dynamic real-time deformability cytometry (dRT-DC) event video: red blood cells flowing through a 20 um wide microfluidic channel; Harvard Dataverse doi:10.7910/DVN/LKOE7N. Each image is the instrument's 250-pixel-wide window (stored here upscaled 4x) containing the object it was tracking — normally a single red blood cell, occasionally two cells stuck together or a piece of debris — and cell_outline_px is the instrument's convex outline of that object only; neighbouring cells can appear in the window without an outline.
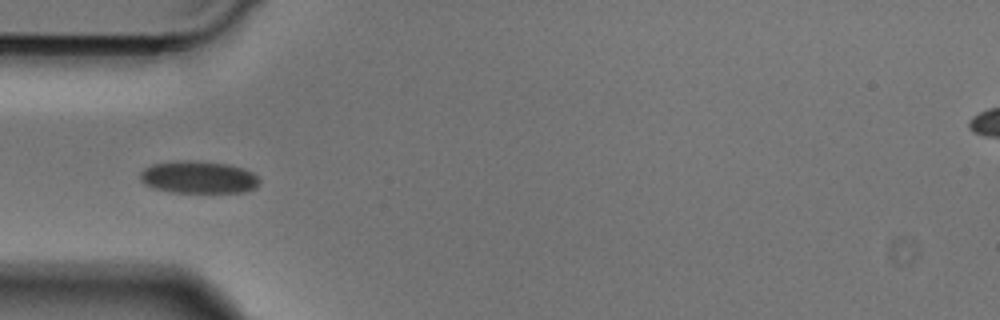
{"species": "Egyptian fruit bat (a non-hibernating species)", "species_latin": "Rousettus aegyptiacus", "temperature_condition": "cold", "stored_images_in_passage": 22, "camera_frame_rate_fps": 3000, "um_per_image_px": 0.085, "animal": {"sex": "male"}, "frame": {"image": 1, "passage_image": 2, "time_ms": 0.333, "image_size_px": [1000, 320], "cell_outline_px": [[260, 184], [256, 188], [244, 192], [168, 192], [152, 188], [144, 184], [140, 180], [140, 172], [144, 168], [152, 164], [172, 160], [200, 160], [228, 164], [244, 168], [252, 172], [260, 180]], "centroid_in_image_um": [16.85, 15.05], "position_along_channel_um": 68.1, "area_um2": 23.0}}
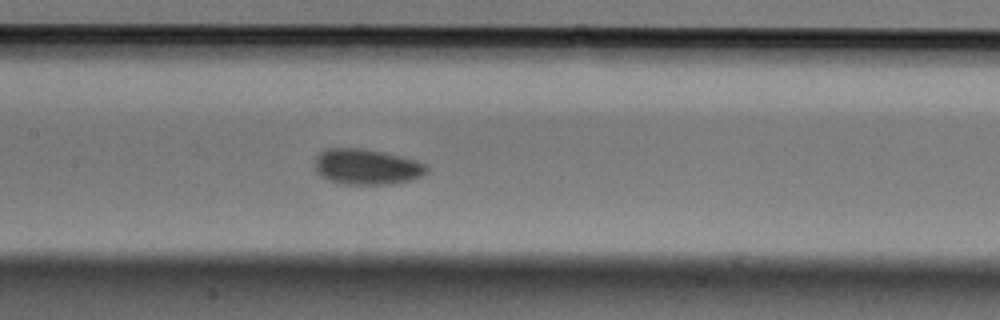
{"frame": {"image": 2, "passage_image": 10, "time_ms": 3.0, "image_size_px": [1000, 320], "cell_outline_px": [[428, 172], [424, 176], [416, 180], [396, 184], [340, 184], [328, 180], [320, 176], [316, 172], [312, 164], [316, 156], [324, 148], [364, 148], [384, 152], [416, 160], [428, 164]], "centroid_in_image_um": [31.18, 14.18], "position_along_channel_um": 176.2, "area_um2": 24.04}}
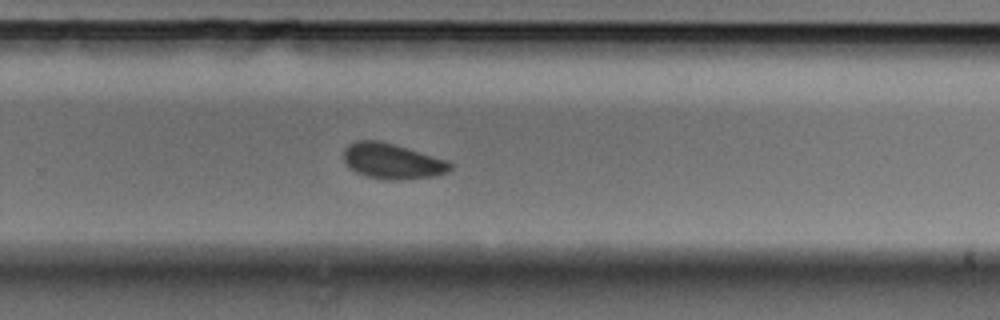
{"frame": {"image": 3, "passage_image": 19, "time_ms": 6.0, "image_size_px": [1000, 320], "cell_outline_px": [[456, 164], [448, 172], [436, 176], [404, 180], [384, 180], [364, 176], [348, 168], [344, 160], [344, 148], [348, 144], [356, 140], [380, 140], [408, 148], [448, 160]], "centroid_in_image_um": [33.36, 13.71], "position_along_channel_um": 296.4, "area_um2": 22.6}}